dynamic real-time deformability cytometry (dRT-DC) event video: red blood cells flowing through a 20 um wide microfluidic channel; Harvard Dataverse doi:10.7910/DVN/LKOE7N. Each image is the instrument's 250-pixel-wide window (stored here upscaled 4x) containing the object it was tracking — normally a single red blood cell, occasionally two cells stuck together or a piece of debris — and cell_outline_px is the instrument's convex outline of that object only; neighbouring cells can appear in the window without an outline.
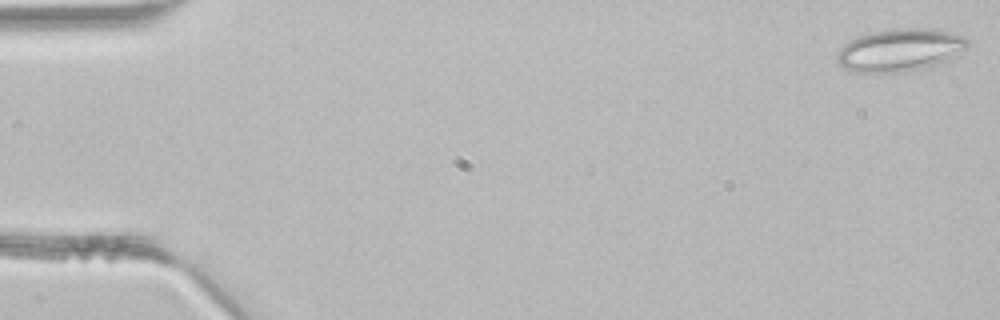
{"species": "common noctule bat (a hibernating species)", "species_latin": "Nyctalus noctula", "temperature_condition": "room temperature", "stored_images_in_passage": 5, "camera_frame_rate_fps": 3000, "um_per_image_px": 0.085, "animal": {"sex": "male", "body_mass_g": 21.5, "forearm_length_mm": 52.0}, "frame": {"image": 1, "passage_image": 1, "time_ms": 0.0, "image_size_px": [1000, 320], "cell_outline_px": [[968, 44], [960, 56], [948, 60], [904, 72], [856, 72], [844, 68], [836, 60], [836, 56], [840, 48], [848, 40], [868, 32], [896, 28], [936, 28], [952, 32], [964, 36], [968, 40]], "centroid_in_image_um": [76.51, 4.22], "position_along_channel_um": 8.5, "area_um2": 32.71}}